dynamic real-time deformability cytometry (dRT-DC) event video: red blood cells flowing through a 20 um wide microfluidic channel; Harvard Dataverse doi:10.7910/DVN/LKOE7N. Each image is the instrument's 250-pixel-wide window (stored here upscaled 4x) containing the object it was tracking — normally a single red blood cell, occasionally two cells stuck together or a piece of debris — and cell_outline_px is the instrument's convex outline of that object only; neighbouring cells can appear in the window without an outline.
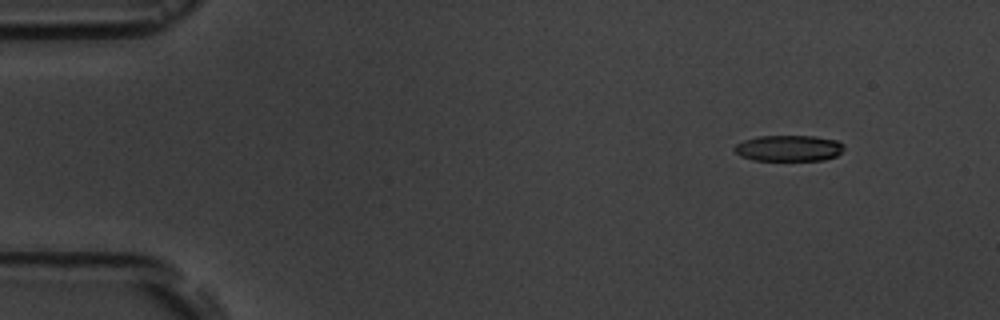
{"species": "common noctule bat (a hibernating species)", "species_latin": "Nyctalus noctula", "temperature_condition": "room temperature", "stored_images_in_passage": 4, "camera_frame_rate_fps": 3000, "um_per_image_px": 0.085, "animal": {"sex": "male", "body_mass_g": 19.5, "forearm_length_mm": 54.6}, "frame": {"image": 1, "passage_image": 1, "time_ms": 0.0, "image_size_px": [1000, 320], "cell_outline_px": [[844, 148], [836, 156], [824, 160], [752, 160], [740, 156], [732, 148], [736, 144], [744, 140], [756, 136], [816, 136], [840, 140], [844, 144]], "centroid_in_image_um": [67.05, 12.59], "position_along_channel_um": 17.9, "area_um2": 16.82}}
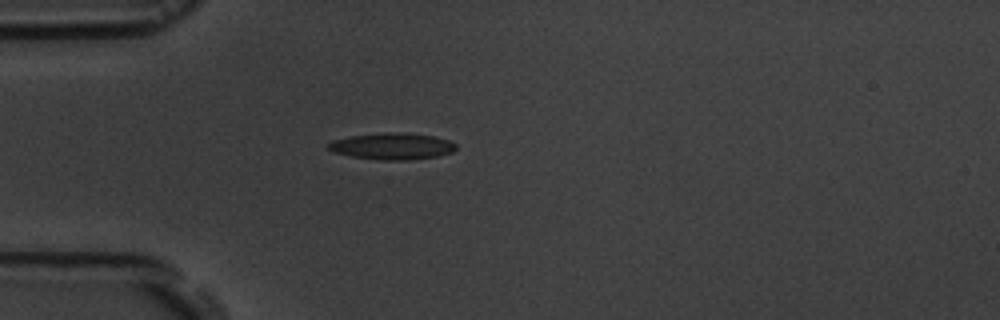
{"frame": {"image": 2, "passage_image": 4, "time_ms": 3.333, "image_size_px": [1000, 320], "cell_outline_px": [[456, 148], [452, 152], [436, 156], [408, 160], [380, 160], [352, 156], [332, 152], [328, 148], [328, 144], [332, 140], [348, 136], [384, 132], [408, 132], [436, 136], [448, 140], [456, 144]], "centroid_in_image_um": [33.33, 12.41], "position_along_channel_um": 51.7, "area_um2": 19.94}}